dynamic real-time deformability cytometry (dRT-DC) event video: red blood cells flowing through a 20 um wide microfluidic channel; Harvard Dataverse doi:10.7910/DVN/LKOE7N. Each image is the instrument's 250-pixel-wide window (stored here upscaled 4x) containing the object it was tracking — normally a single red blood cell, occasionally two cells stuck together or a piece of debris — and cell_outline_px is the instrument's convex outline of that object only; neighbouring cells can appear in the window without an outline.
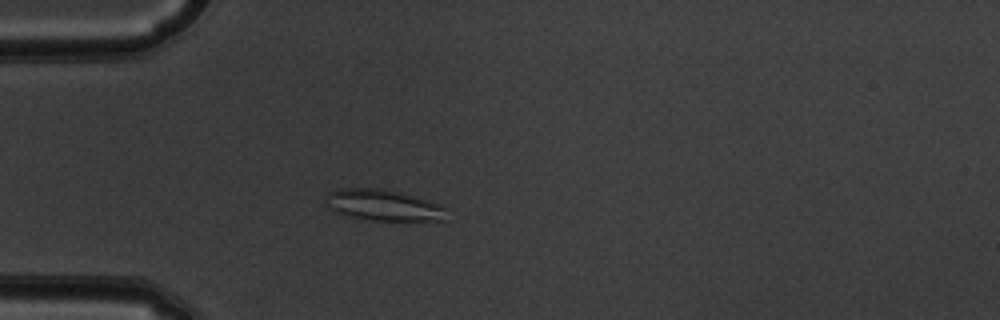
{"species": "common noctule bat (a hibernating species)", "species_latin": "Nyctalus noctula", "temperature_condition": "warm", "stored_images_in_passage": 54, "camera_frame_rate_fps": 3000, "um_per_image_px": 0.085, "animal": {"sex": "male", "body_mass_g": 19.5, "forearm_length_mm": 54.6}, "frame": {"image": 1, "passage_image": 16, "time_ms": 5.0, "image_size_px": [1000, 320], "cell_outline_px": [[444, 220], [372, 220], [348, 216], [336, 212], [328, 208], [328, 192], [340, 188], [384, 188], [400, 192], [436, 204], [444, 208]], "centroid_in_image_um": [32.5, 17.43], "position_along_channel_um": 52.5, "area_um2": 21.33}}
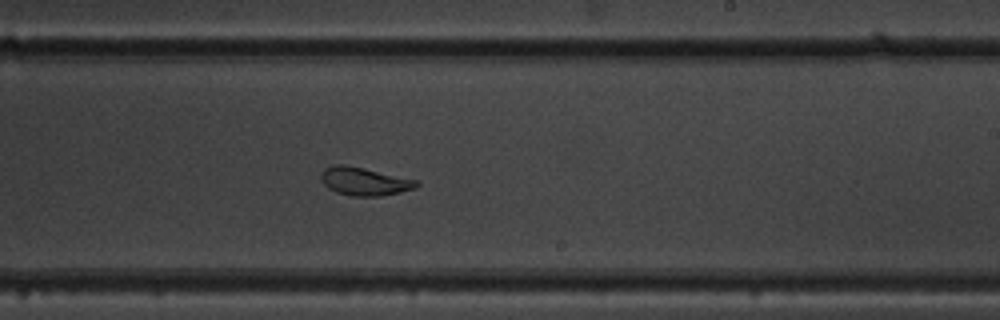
{"frame": {"image": 2, "passage_image": 33, "time_ms": 10.667, "image_size_px": [1000, 320], "cell_outline_px": [[420, 184], [416, 188], [400, 192], [380, 196], [352, 196], [336, 192], [328, 188], [320, 180], [320, 176], [324, 168], [336, 164], [344, 164], [364, 168], [416, 180]], "centroid_in_image_um": [30.94, 15.42], "position_along_channel_um": 258.1, "area_um2": 15.61}}
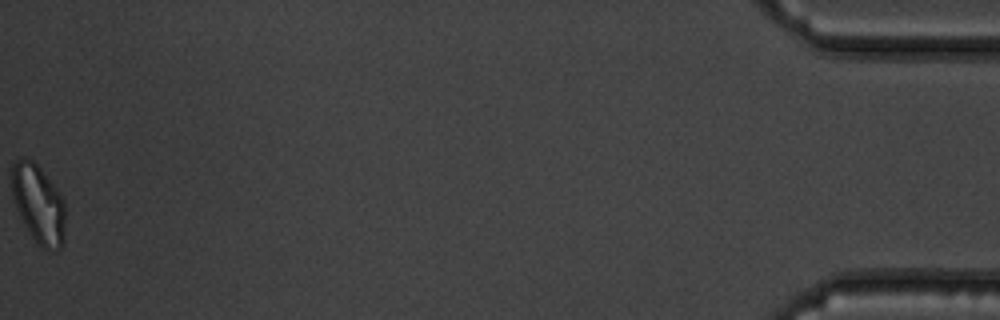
{"frame": {"image": 3, "passage_image": 54, "time_ms": 17.667, "image_size_px": [1000, 320], "cell_outline_px": [[64, 240], [60, 248], [52, 252], [48, 252], [36, 244], [28, 232], [20, 216], [12, 196], [12, 164], [20, 156], [24, 156], [32, 160], [40, 168], [56, 188], [64, 200]], "centroid_in_image_um": [3.26, 17.37], "position_along_channel_um": 431.9, "area_um2": 24.74}, "authors_computed_cell_mechanics": {"area_um2": 21.3282, "velocity_mm_per_s": 3.8406, "shape_relaxation_time_tau1_ms": 8.9928, "shape_relaxation_time_tau2_ms": 1.909, "deformation_change_tau1": 0.2216, "deformation_change_tau2": 0.0731}}